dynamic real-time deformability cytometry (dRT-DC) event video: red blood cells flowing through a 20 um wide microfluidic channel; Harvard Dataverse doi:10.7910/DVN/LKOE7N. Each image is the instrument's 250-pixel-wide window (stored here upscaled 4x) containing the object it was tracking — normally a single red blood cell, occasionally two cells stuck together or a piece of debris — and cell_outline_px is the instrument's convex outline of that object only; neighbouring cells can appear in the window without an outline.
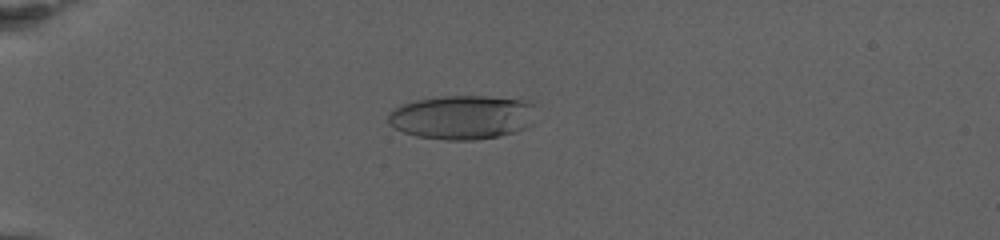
{"species": "human", "species_latin": "Homo sapiens", "temperature_condition": "warm", "stored_images_in_passage": 75, "camera_frame_rate_fps": 3000, "um_per_image_px": 0.085, "donor": {"sex": "female"}, "frame": {"image": 1, "passage_image": 22, "time_ms": 7.0, "image_size_px": [1000, 240], "cell_outline_px": [[536, 104], [532, 124], [528, 128], [516, 132], [500, 136], [472, 140], [444, 140], [416, 136], [404, 132], [388, 124], [388, 112], [400, 104], [416, 100], [444, 96], [488, 96], [528, 100]], "centroid_in_image_um": [39.33, 9.96], "position_along_channel_um": 45.7, "area_um2": 38.55}}
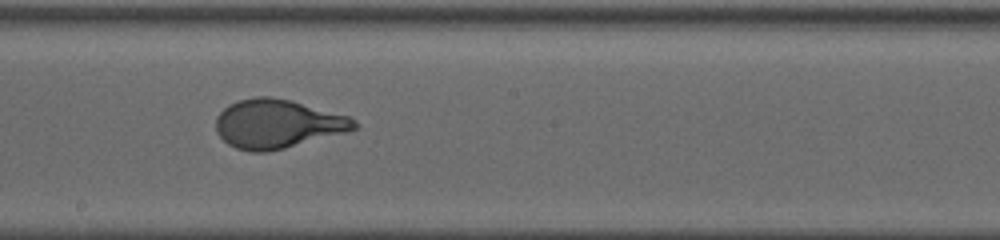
{"frame": {"image": 2, "passage_image": 45, "time_ms": 14.667, "image_size_px": [1000, 240], "cell_outline_px": [[360, 124], [356, 128], [344, 132], [284, 148], [264, 152], [252, 152], [236, 148], [228, 144], [216, 132], [216, 116], [228, 104], [240, 100], [256, 96], [268, 96], [292, 100], [348, 116], [356, 120]], "centroid_in_image_um": [23.56, 10.51], "position_along_channel_um": 224.6, "area_um2": 39.13}}
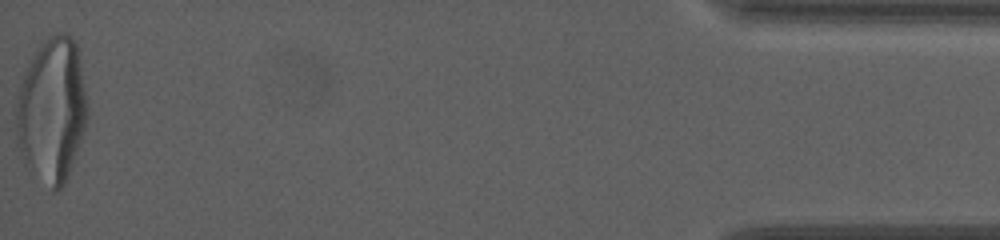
{"frame": {"image": 3, "passage_image": 75, "time_ms": 24.667, "image_size_px": [1000, 240], "cell_outline_px": [[88, 116], [68, 176], [64, 184], [56, 192], [52, 192], [28, 172], [16, 136], [16, 104], [20, 84], [24, 72], [40, 44], [48, 36], [56, 32], [68, 32], [76, 40], [80, 52], [88, 108]], "centroid_in_image_um": [4.42, 9.35], "position_along_channel_um": 430.8, "area_um2": 60.86}, "authors_computed_cell_mechanics": {"area_um2": 40.2866, "velocity_mm_per_s": 2.8711, "shape_relaxation_time_tau1_ms": 5.6582, "shape_relaxation_time_tau2_ms": null, "deformation_change_tau1": 0.237, "deformation_change_tau2": null}}